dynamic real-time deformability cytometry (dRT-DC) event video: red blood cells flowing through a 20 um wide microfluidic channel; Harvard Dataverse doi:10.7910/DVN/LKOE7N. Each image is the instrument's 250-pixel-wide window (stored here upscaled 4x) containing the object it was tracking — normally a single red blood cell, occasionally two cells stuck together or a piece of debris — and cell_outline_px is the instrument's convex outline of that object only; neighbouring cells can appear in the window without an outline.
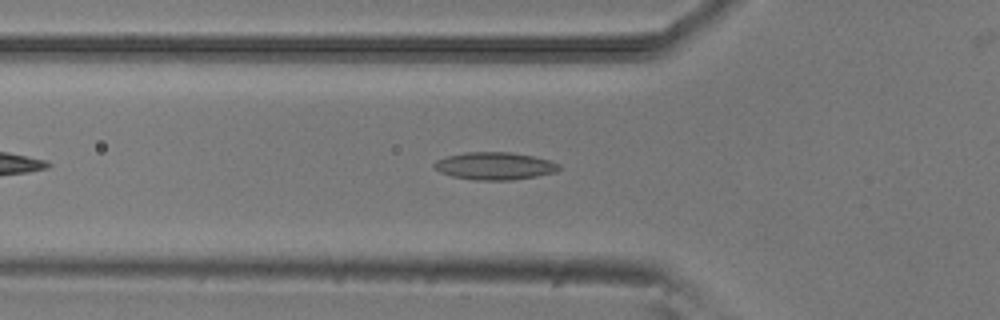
{"species": "common noctule bat (a hibernating species)", "species_latin": "Nyctalus noctula", "temperature_condition": "room temperature", "stored_images_in_passage": 42, "camera_frame_rate_fps": 3000, "um_per_image_px": 0.085, "animal": {"sex": "male", "body_mass_g": 20.5, "forearm_length_mm": 52.5}, "frame": {"image": 1, "passage_image": 8, "time_ms": 2.333, "image_size_px": [1000, 320], "cell_outline_px": [[560, 168], [556, 172], [536, 176], [512, 180], [476, 180], [452, 176], [440, 172], [432, 164], [436, 160], [448, 156], [464, 152], [512, 152], [552, 160], [560, 164]], "centroid_in_image_um": [42.07, 14.1], "position_along_channel_um": 83.7, "area_um2": 20.06}}
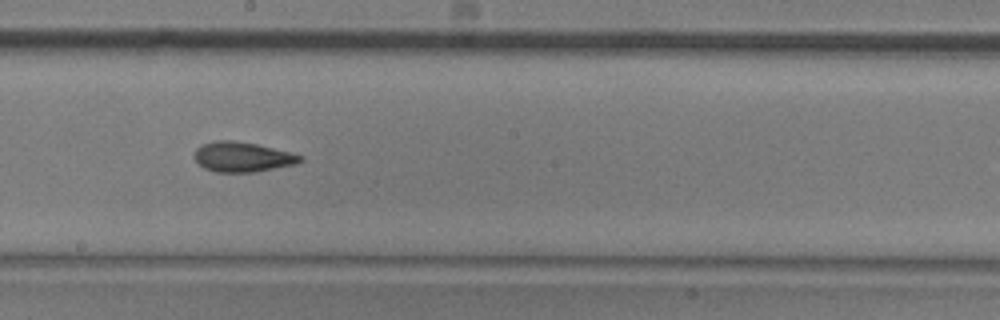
{"frame": {"image": 2, "passage_image": 19, "time_ms": 6.0, "image_size_px": [1000, 320], "cell_outline_px": [[304, 160], [296, 164], [252, 172], [216, 172], [204, 168], [196, 160], [196, 148], [200, 144], [216, 140], [232, 140], [256, 144], [292, 152], [304, 156]], "centroid_in_image_um": [20.64, 13.33], "position_along_channel_um": 227.6, "area_um2": 18.44}}
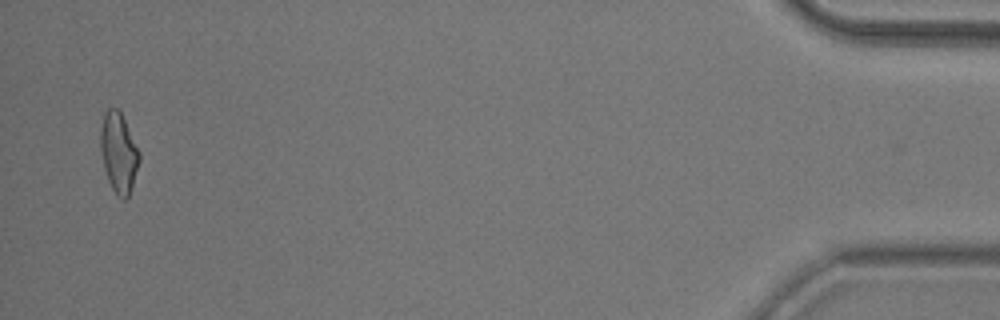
{"frame": {"image": 3, "passage_image": 41, "time_ms": 13.333, "image_size_px": [1000, 320], "cell_outline_px": [[140, 160], [128, 196], [124, 200], [112, 188], [108, 180], [104, 168], [100, 148], [100, 128], [104, 112], [108, 108], [116, 108], [120, 112], [140, 152]], "centroid_in_image_um": [10.07, 12.94], "position_along_channel_um": 425.1, "area_um2": 17.74}, "authors_computed_cell_mechanics": {"area_um2": 17.9758, "velocity_mm_per_s": 3.8925, "shape_relaxation_time_tau1_ms": 11.1595, "shape_relaxation_time_tau2_ms": 3.5567, "deformation_change_tau1": 0.2479, "deformation_change_tau2": 0.1194}}